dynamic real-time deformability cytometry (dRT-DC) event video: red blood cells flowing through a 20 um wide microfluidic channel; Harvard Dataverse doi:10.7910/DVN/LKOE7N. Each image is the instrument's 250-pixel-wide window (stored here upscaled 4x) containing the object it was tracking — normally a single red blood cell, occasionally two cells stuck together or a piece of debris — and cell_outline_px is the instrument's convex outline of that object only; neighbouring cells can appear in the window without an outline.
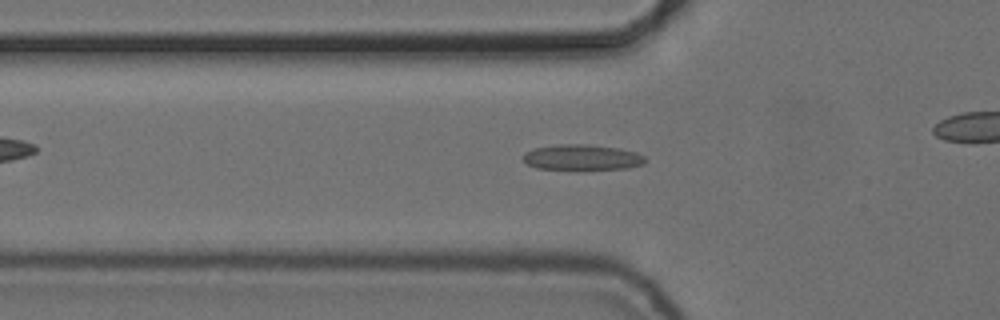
{"species": "common noctule bat (a hibernating species)", "species_latin": "Nyctalus noctula", "temperature_condition": "cold", "stored_images_in_passage": 44, "camera_frame_rate_fps": 3000, "um_per_image_px": 0.085, "animal": {"sex": "female", "body_mass_g": 24.6, "forearm_length_mm": 56.2}, "frame": {"image": 1, "passage_image": 18, "time_ms": 5.667, "image_size_px": [1000, 320], "cell_outline_px": [[648, 160], [644, 164], [628, 168], [536, 168], [528, 164], [524, 160], [524, 152], [532, 148], [560, 144], [588, 144], [620, 148], [636, 152], [644, 156]], "centroid_in_image_um": [49.51, 13.34], "position_along_channel_um": 76.3, "area_um2": 17.92}}
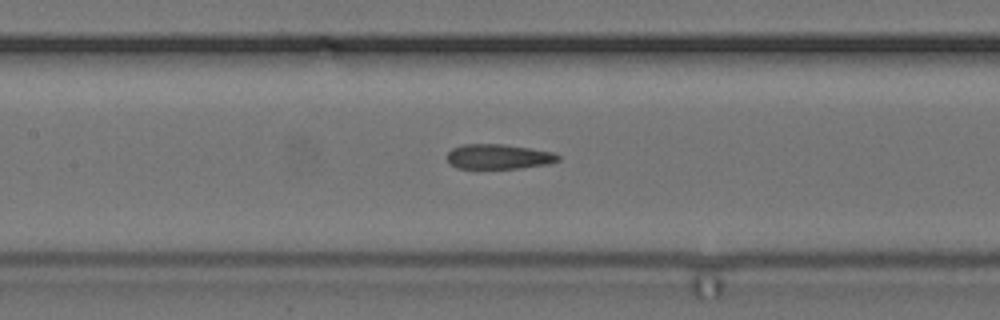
{"frame": {"image": 2, "passage_image": 25, "time_ms": 8.0, "image_size_px": [1000, 320], "cell_outline_px": [[560, 160], [548, 164], [520, 168], [456, 168], [448, 160], [448, 152], [452, 148], [464, 144], [504, 144], [552, 152], [560, 156]], "centroid_in_image_um": [42.39, 13.31], "position_along_channel_um": 165.0, "area_um2": 15.95}}
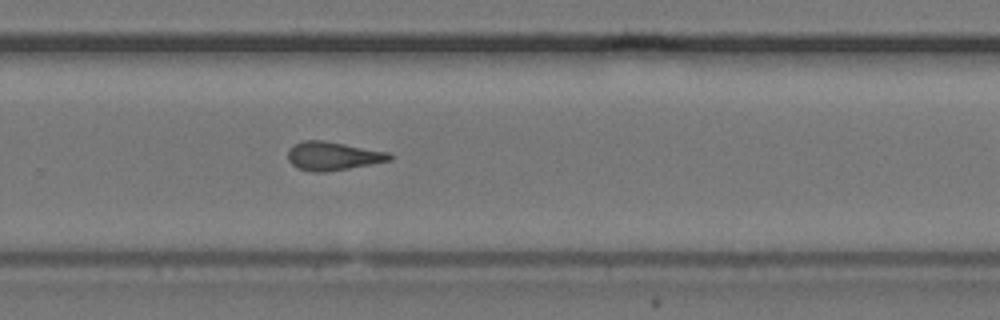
{"frame": {"image": 3, "passage_image": 36, "time_ms": 11.667, "image_size_px": [1000, 320], "cell_outline_px": [[392, 160], [372, 164], [324, 172], [312, 172], [300, 168], [292, 164], [288, 160], [288, 148], [292, 144], [304, 140], [324, 140], [388, 152], [392, 156]], "centroid_in_image_um": [28.27, 13.25], "position_along_channel_um": 301.5, "area_um2": 16.88}}